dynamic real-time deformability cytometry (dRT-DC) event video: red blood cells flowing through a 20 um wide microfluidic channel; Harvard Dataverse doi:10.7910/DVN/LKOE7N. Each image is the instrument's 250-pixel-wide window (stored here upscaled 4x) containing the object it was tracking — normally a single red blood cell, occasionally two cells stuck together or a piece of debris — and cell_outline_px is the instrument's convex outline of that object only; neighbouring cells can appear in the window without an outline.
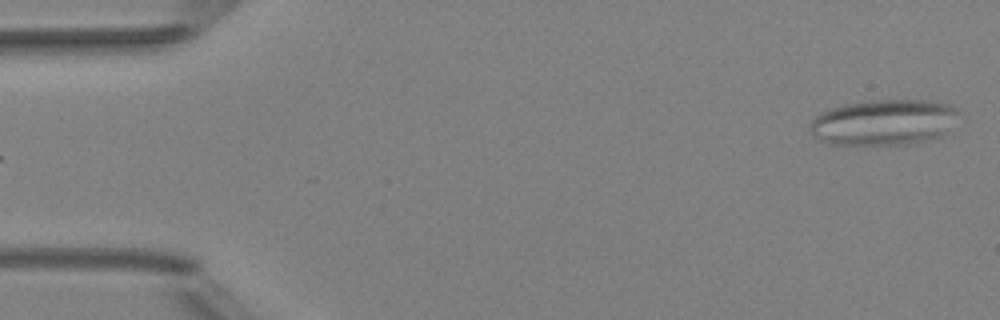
{"species": "Egyptian fruit bat (a non-hibernating species)", "species_latin": "Rousettus aegyptiacus", "temperature_condition": "room temperature", "stored_images_in_passage": 5, "camera_frame_rate_fps": 3000, "um_per_image_px": 0.085, "animal": {"sex": "female"}, "frame": {"image": 1, "passage_image": 5, "time_ms": 4.667, "image_size_px": [1000, 320], "cell_outline_px": [[956, 112], [948, 132], [940, 136], [916, 144], [828, 144], [812, 136], [808, 128], [812, 120], [820, 112], [828, 108], [844, 104], [872, 100], [924, 100], [948, 104], [956, 108]], "centroid_in_image_um": [75.05, 10.4], "position_along_channel_um": 9.9, "area_um2": 39.71}}